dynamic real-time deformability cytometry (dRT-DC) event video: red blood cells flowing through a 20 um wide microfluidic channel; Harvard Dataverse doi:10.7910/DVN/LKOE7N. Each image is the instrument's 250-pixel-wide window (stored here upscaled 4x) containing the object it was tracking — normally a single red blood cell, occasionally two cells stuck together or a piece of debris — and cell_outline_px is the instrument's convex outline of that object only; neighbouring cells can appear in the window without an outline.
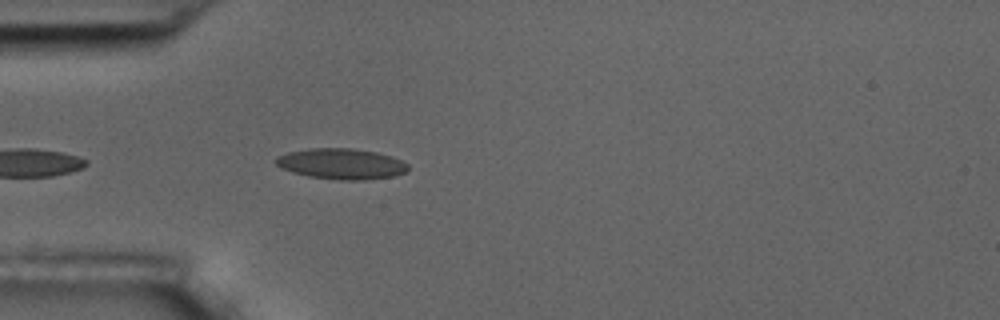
{"species": "common noctule bat (a hibernating species)", "species_latin": "Nyctalus noctula", "temperature_condition": "room temperature", "stored_images_in_passage": 5, "camera_frame_rate_fps": 3000, "um_per_image_px": 0.085, "animal": {"sex": "male", "body_mass_g": 17.5, "forearm_length_mm": 52.3}, "frame": {"image": 1, "passage_image": 5, "time_ms": 5.333, "image_size_px": [1000, 320], "cell_outline_px": [[408, 168], [404, 172], [396, 176], [364, 180], [340, 180], [308, 176], [292, 172], [280, 168], [276, 164], [276, 156], [288, 152], [312, 148], [352, 148], [376, 152], [392, 156], [408, 164]], "centroid_in_image_um": [29.01, 13.93], "position_along_channel_um": 56.0, "area_um2": 23.7}}